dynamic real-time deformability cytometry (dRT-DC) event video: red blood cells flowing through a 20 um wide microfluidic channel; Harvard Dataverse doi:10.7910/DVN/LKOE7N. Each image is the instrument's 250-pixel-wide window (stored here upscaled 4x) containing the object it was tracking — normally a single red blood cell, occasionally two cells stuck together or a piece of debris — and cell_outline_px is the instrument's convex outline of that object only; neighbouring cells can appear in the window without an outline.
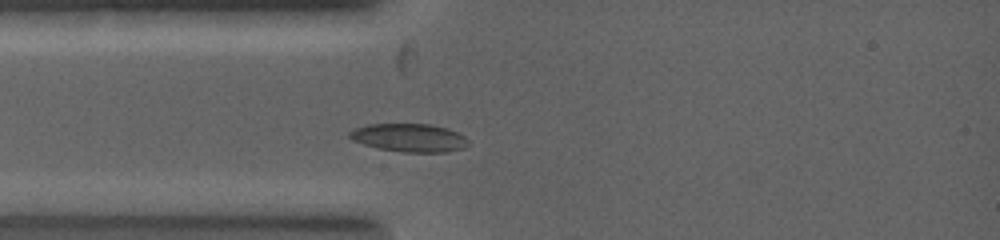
{"species": "common noctule bat (a hibernating species)", "species_latin": "Nyctalus noctula", "temperature_condition": "warm", "stored_images_in_passage": 3, "camera_frame_rate_fps": 5000, "um_per_image_px": 0.085, "animal": {"sex": "female", "body_mass_g": 19.0, "forearm_length_mm": 53.3}, "frame": {"image": 1, "passage_image": 3, "time_ms": 1.4, "image_size_px": [1000, 240], "cell_outline_px": [[468, 144], [464, 148], [444, 152], [404, 152], [380, 148], [364, 144], [352, 140], [348, 136], [348, 132], [352, 128], [368, 124], [428, 124], [448, 128], [464, 136], [468, 140]], "centroid_in_image_um": [34.76, 11.7], "position_along_channel_um": 50.2, "area_um2": 19.48}}